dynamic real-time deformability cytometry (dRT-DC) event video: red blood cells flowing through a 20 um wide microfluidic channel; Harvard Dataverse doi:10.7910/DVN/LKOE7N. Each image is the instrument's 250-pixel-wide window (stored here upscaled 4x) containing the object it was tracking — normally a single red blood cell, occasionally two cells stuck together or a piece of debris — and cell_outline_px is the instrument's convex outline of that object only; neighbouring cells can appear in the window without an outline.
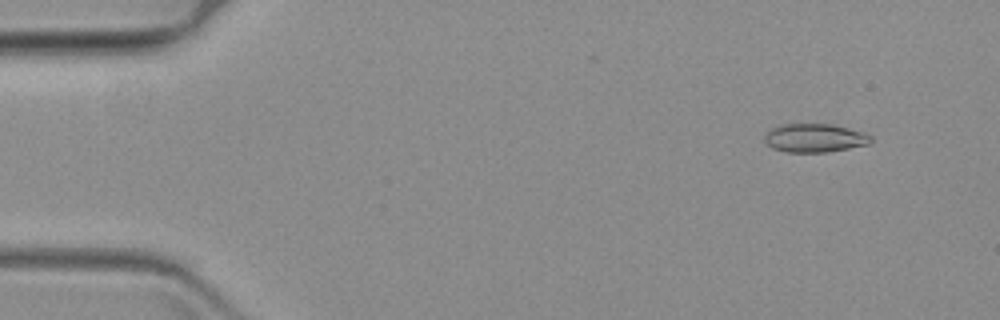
{"species": "common noctule bat (a hibernating species)", "species_latin": "Nyctalus noctula", "temperature_condition": "warm", "stored_images_in_passage": 64, "camera_frame_rate_fps": 3000, "um_per_image_px": 0.085, "animal": {"sex": "female", "body_mass_g": 19.3, "forearm_length_mm": 54.1}, "frame": {"image": 1, "passage_image": 6, "time_ms": 1.667, "image_size_px": [1000, 320], "cell_outline_px": [[872, 140], [868, 144], [828, 152], [784, 152], [772, 148], [764, 140], [764, 136], [772, 128], [780, 124], [832, 124], [864, 132], [872, 136]], "centroid_in_image_um": [69.24, 11.73], "position_along_channel_um": 15.8, "area_um2": 17.69}}
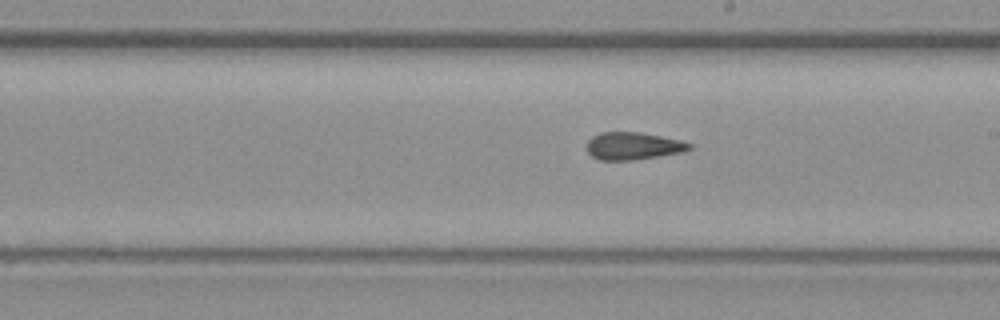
{"frame": {"image": 2, "passage_image": 36, "time_ms": 11.667, "image_size_px": [1000, 320], "cell_outline_px": [[692, 148], [684, 152], [632, 160], [600, 160], [592, 156], [588, 152], [588, 140], [592, 136], [600, 132], [640, 132], [680, 140], [692, 144]], "centroid_in_image_um": [53.82, 12.4], "position_along_channel_um": 235.2, "area_um2": 16.36}}
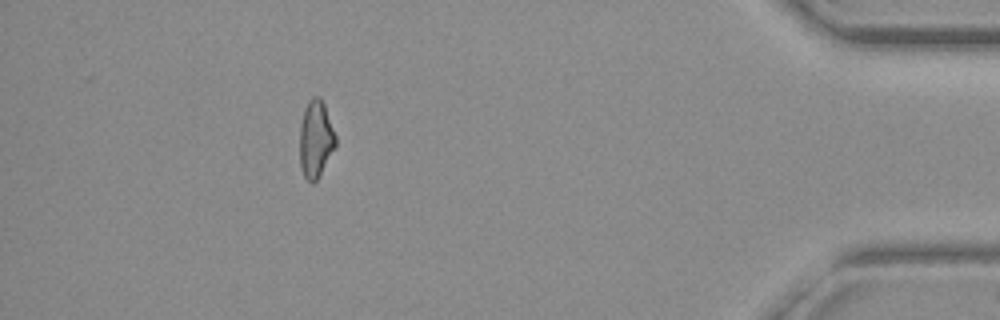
{"frame": {"image": 3, "passage_image": 57, "time_ms": 18.667, "image_size_px": [1000, 320], "cell_outline_px": [[336, 144], [320, 176], [312, 184], [304, 176], [300, 168], [300, 124], [304, 108], [308, 100], [312, 96], [320, 96], [324, 104], [336, 136]], "centroid_in_image_um": [26.82, 11.81], "position_along_channel_um": 408.4, "area_um2": 16.24}}